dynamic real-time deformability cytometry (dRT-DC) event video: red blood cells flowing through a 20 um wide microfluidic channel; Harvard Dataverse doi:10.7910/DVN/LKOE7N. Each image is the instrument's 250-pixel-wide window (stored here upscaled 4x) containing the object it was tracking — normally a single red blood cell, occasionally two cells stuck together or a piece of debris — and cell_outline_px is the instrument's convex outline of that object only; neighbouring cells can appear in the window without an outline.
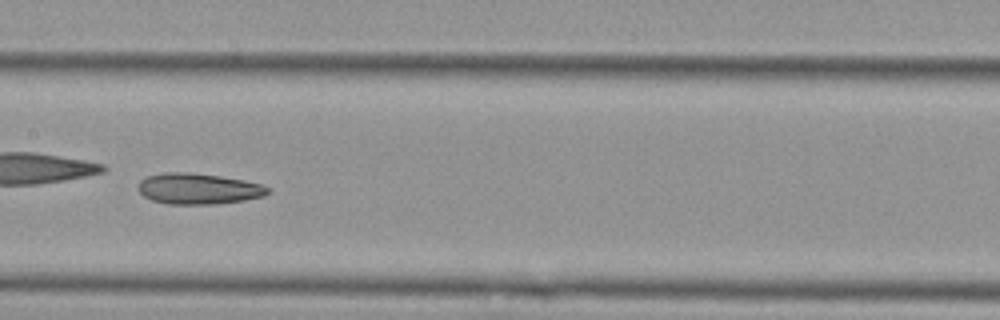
{"species": "Egyptian fruit bat (a non-hibernating species)", "species_latin": "Rousettus aegyptiacus", "temperature_condition": "cold", "stored_images_in_passage": 43, "camera_frame_rate_fps": 3000, "um_per_image_px": 0.085, "animal": {"sex": "female"}, "frame": {"image": 1, "passage_image": 25, "time_ms": 8.0, "image_size_px": [1000, 320], "cell_outline_px": [[268, 192], [264, 196], [244, 200], [216, 204], [168, 204], [152, 200], [144, 196], [136, 188], [140, 180], [148, 176], [164, 172], [188, 172], [220, 176], [244, 180], [260, 184], [268, 188]], "centroid_in_image_um": [16.82, 16.04], "position_along_channel_um": 190.6, "area_um2": 23.29}, "authors_computed_cell_mechanics": {"area_um2": 24.1026, "velocity_mm_per_s": 3.6541, "shape_relaxation_time_tau1_ms": 10.721, "shape_relaxation_time_tau2_ms": null, "deformation_change_tau1": 0.1795, "deformation_change_tau2": null}}